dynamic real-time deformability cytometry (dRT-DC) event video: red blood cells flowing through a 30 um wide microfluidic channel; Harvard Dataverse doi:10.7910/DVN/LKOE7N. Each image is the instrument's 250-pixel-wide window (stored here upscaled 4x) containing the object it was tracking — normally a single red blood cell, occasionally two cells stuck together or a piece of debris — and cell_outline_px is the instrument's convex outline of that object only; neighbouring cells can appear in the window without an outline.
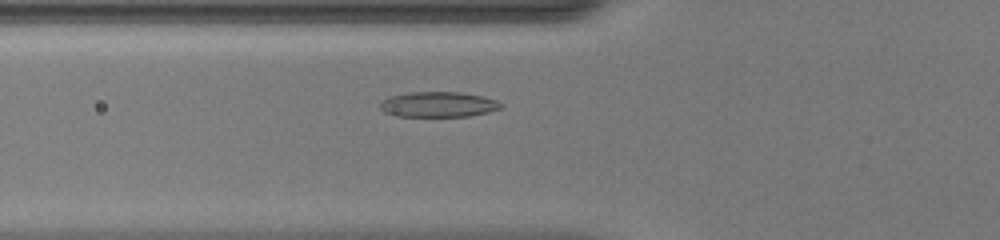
{"species": "common noctule bat (a hibernating species)", "species_latin": "Nyctalus noctula", "temperature_condition": "warm", "stored_images_in_passage": 41, "camera_frame_rate_fps": 3000, "um_per_image_px": 0.085, "animal": {"sex": "female", "body_mass_g": 20.0, "forearm_length_mm": 54.0}, "frame": {"image": 1, "passage_image": 10, "time_ms": 3.0, "image_size_px": [1000, 240], "cell_outline_px": [[504, 108], [488, 112], [468, 116], [396, 116], [384, 112], [380, 108], [380, 100], [392, 96], [408, 92], [460, 92], [484, 96], [496, 100], [504, 104]], "centroid_in_image_um": [37.28, 8.87], "position_along_channel_um": 88.5, "area_um2": 17.98}}
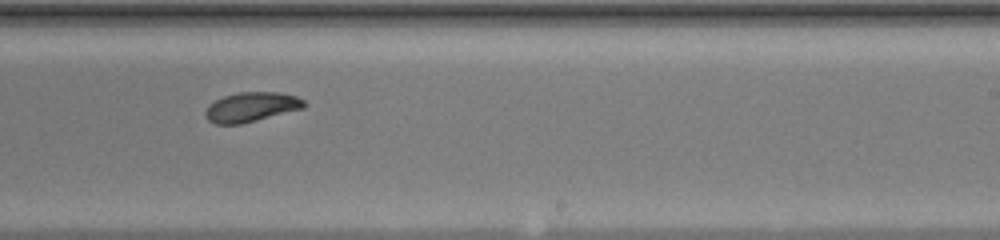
{"frame": {"image": 2, "passage_image": 23, "time_ms": 7.333, "image_size_px": [1000, 240], "cell_outline_px": [[304, 108], [240, 124], [216, 124], [208, 120], [204, 116], [204, 112], [208, 104], [224, 96], [240, 92], [280, 92], [296, 96], [304, 100]], "centroid_in_image_um": [21.32, 9.09], "position_along_channel_um": 267.7, "area_um2": 16.94}}
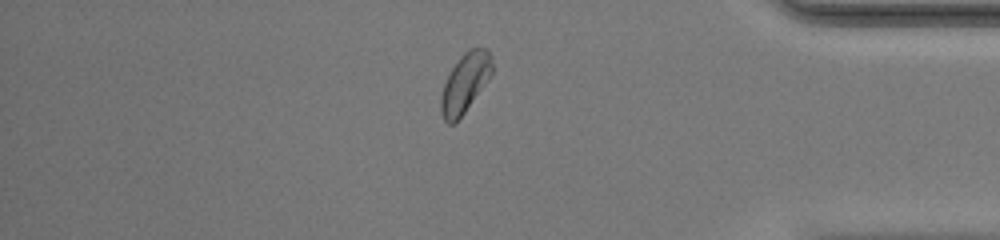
{"frame": {"image": 3, "passage_image": 34, "time_ms": 11.0, "image_size_px": [1000, 240], "cell_outline_px": [[492, 72], [464, 112], [452, 124], [448, 124], [444, 120], [440, 112], [440, 96], [444, 84], [452, 68], [460, 56], [468, 48], [484, 48], [488, 52], [492, 64]], "centroid_in_image_um": [39.48, 7.04], "position_along_channel_um": 395.7, "area_um2": 17.05}, "authors_computed_cell_mechanics": {"area_um2": 17.4556, "velocity_mm_per_s": 4.133, "shape_relaxation_time_tau1_ms": 3.1259, "shape_relaxation_time_tau2_ms": null, "deformation_change_tau1": 0.1233, "deformation_change_tau2": null}}